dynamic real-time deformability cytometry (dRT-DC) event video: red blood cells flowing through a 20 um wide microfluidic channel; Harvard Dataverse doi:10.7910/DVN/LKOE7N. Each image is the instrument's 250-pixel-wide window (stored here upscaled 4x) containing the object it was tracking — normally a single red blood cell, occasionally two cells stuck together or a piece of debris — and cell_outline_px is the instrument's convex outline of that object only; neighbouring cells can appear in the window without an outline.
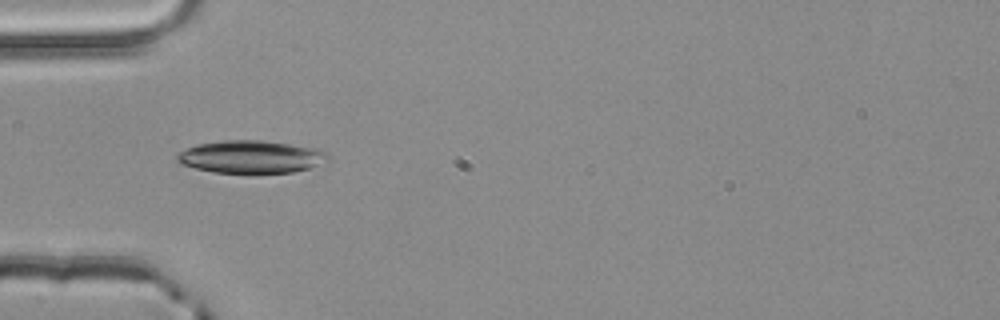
{"species": "common noctule bat (a hibernating species)", "species_latin": "Nyctalus noctula", "temperature_condition": "room temperature", "stored_images_in_passage": 6, "camera_frame_rate_fps": 3000, "um_per_image_px": 0.085, "animal": {"sex": "male", "body_mass_g": 20.4}, "frame": {"image": 1, "passage_image": 3, "time_ms": 0.667, "image_size_px": [1000, 320], "cell_outline_px": [[328, 160], [308, 168], [292, 172], [212, 172], [180, 164], [176, 160], [176, 156], [180, 152], [196, 144], [224, 140], [260, 140], [320, 148], [328, 152]], "centroid_in_image_um": [21.34, 13.31], "position_along_channel_um": 63.7, "area_um2": 28.5}}